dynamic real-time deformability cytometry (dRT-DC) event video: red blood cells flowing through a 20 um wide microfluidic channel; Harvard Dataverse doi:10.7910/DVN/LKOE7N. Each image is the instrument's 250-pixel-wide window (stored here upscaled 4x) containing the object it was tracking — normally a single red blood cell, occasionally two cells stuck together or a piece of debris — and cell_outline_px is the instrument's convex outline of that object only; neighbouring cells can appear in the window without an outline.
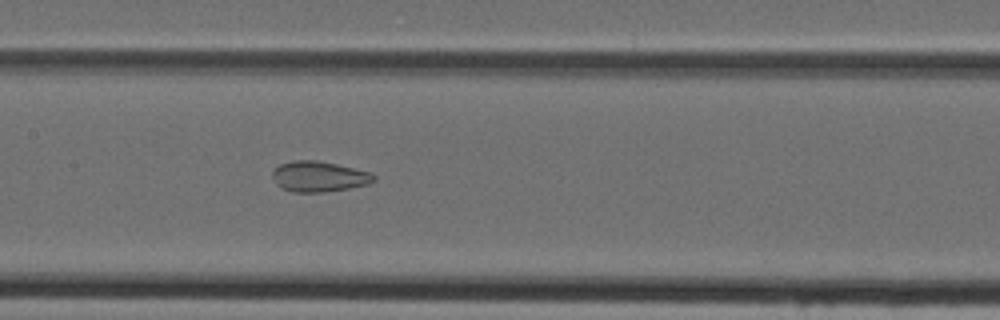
{"species": "Egyptian fruit bat (a non-hibernating species)", "species_latin": "Rousettus aegyptiacus", "temperature_condition": "cold", "stored_images_in_passage": 33, "camera_frame_rate_fps": 3000, "um_per_image_px": 0.085, "animal": {"sex": "female"}, "frame": {"image": 1, "passage_image": 10, "time_ms": 3.0, "image_size_px": [1000, 320], "cell_outline_px": [[376, 180], [368, 184], [348, 188], [324, 192], [292, 192], [280, 188], [276, 184], [272, 176], [272, 168], [280, 164], [292, 160], [316, 160], [336, 164], [368, 172], [376, 176]], "centroid_in_image_um": [27.05, 15.0], "position_along_channel_um": 180.4, "area_um2": 18.09}}
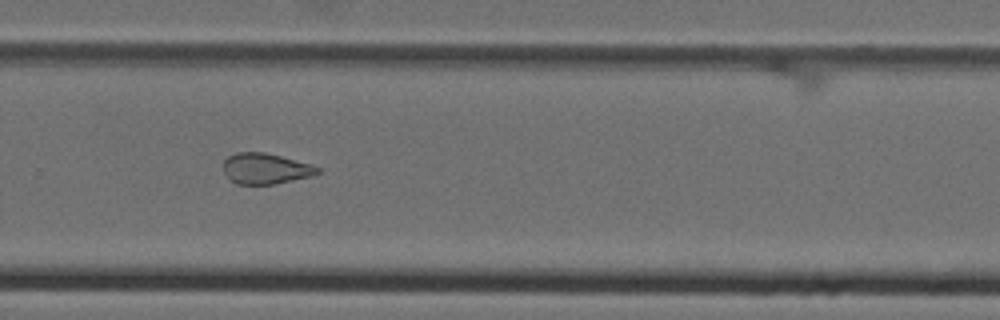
{"frame": {"image": 2, "passage_image": 19, "time_ms": 6.0, "image_size_px": [1000, 320], "cell_outline_px": [[320, 172], [312, 176], [272, 184], [236, 184], [224, 172], [224, 160], [228, 156], [236, 152], [264, 152], [280, 156], [308, 164], [320, 168]], "centroid_in_image_um": [22.55, 14.33], "position_along_channel_um": 307.3, "area_um2": 16.59}}
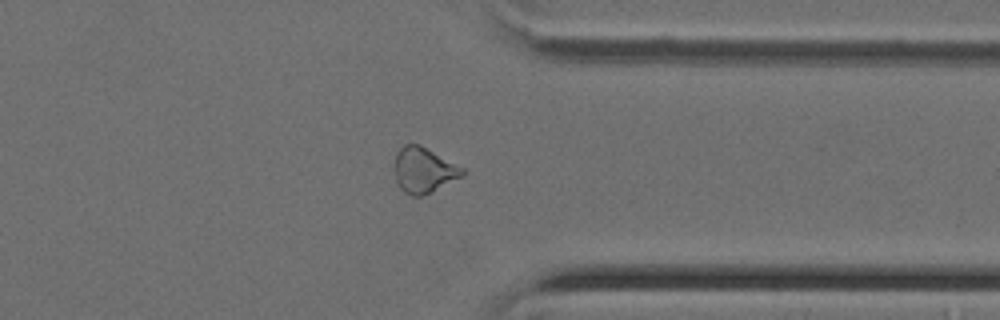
{"frame": {"image": 3, "passage_image": 24, "time_ms": 7.667, "image_size_px": [1000, 320], "cell_outline_px": [[464, 172], [460, 176], [432, 192], [424, 196], [412, 196], [404, 192], [400, 188], [396, 180], [392, 168], [396, 152], [404, 144], [420, 144], [464, 168]], "centroid_in_image_um": [35.95, 14.45], "position_along_channel_um": 375.5, "area_um2": 18.09}}